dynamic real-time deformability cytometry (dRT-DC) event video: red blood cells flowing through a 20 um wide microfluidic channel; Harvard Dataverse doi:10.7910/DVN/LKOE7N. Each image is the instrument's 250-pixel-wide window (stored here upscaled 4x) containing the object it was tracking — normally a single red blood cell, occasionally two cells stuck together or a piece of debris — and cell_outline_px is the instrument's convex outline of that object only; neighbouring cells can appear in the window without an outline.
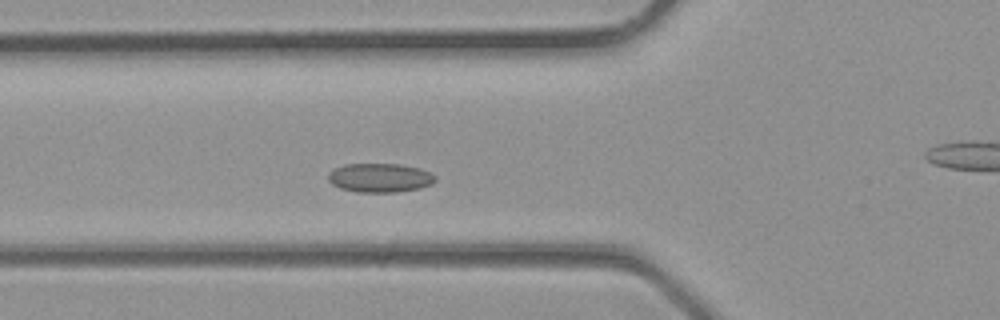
{"species": "common noctule bat (a hibernating species)", "species_latin": "Nyctalus noctula", "temperature_condition": "room temperature", "stored_images_in_passage": 21, "camera_frame_rate_fps": 3000, "um_per_image_px": 0.085, "animal": {"sex": "male", "body_mass_g": 23.1, "forearm_length_mm": 52.7}, "frame": {"image": 1, "passage_image": 2, "time_ms": 0.333, "image_size_px": [1000, 320], "cell_outline_px": [[436, 180], [432, 184], [420, 188], [396, 192], [356, 192], [340, 188], [332, 184], [328, 180], [328, 172], [344, 164], [400, 164], [420, 168], [432, 172], [436, 176]], "centroid_in_image_um": [32.31, 15.11], "position_along_channel_um": 93.5, "area_um2": 18.26}}
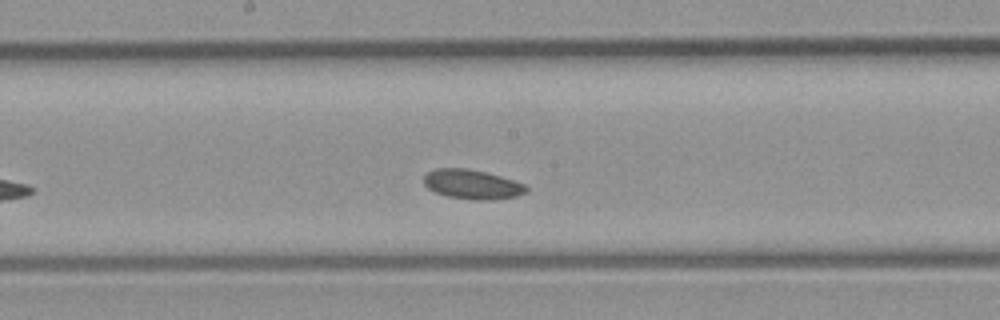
{"frame": {"image": 2, "passage_image": 8, "time_ms": 2.333, "image_size_px": [1000, 320], "cell_outline_px": [[528, 192], [516, 196], [484, 200], [472, 200], [448, 196], [436, 192], [428, 188], [424, 184], [424, 176], [428, 172], [436, 168], [468, 168], [500, 176], [524, 184], [528, 188]], "centroid_in_image_um": [40.12, 15.66], "position_along_channel_um": 208.1, "area_um2": 17.4}}
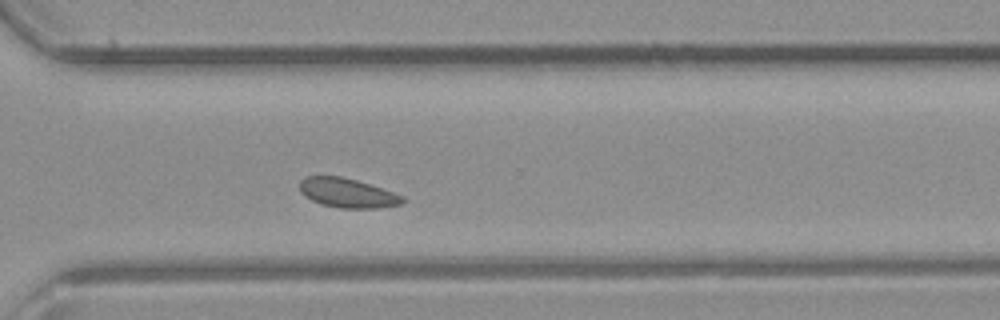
{"frame": {"image": 3, "passage_image": 15, "time_ms": 4.667, "image_size_px": [1000, 320], "cell_outline_px": [[404, 204], [380, 208], [340, 208], [320, 204], [304, 196], [300, 192], [300, 180], [304, 176], [344, 176], [404, 196]], "centroid_in_image_um": [29.51, 16.4], "position_along_channel_um": 341.1, "area_um2": 17.69}}